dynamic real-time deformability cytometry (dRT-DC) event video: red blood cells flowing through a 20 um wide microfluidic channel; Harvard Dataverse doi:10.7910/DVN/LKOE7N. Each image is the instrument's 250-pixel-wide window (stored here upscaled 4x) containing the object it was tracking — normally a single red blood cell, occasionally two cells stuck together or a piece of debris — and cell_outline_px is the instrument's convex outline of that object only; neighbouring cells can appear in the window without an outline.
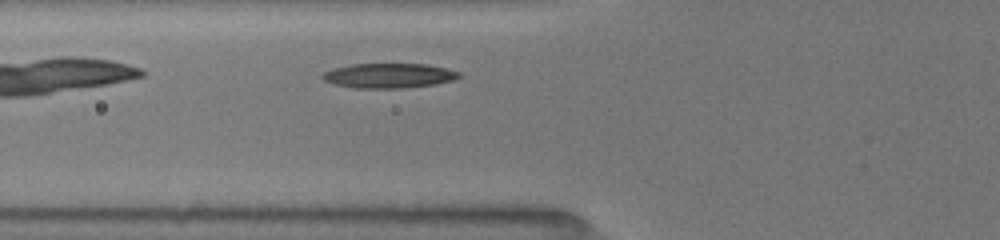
{"species": "common noctule bat (a hibernating species)", "species_latin": "Nyctalus noctula", "temperature_condition": "room temperature", "stored_images_in_passage": 4, "camera_frame_rate_fps": 3000, "um_per_image_px": 0.085, "animal": {"sex": "female", "body_mass_g": 19.5, "forearm_length_mm": 54.1}, "frame": {"image": 1, "passage_image": 4, "time_ms": 1.333, "image_size_px": [1000, 240], "cell_outline_px": [[464, 76], [452, 80], [436, 84], [408, 88], [356, 88], [332, 84], [324, 80], [320, 76], [324, 72], [332, 68], [352, 64], [428, 64], [460, 72]], "centroid_in_image_um": [33.05, 6.43], "position_along_channel_um": 92.7, "area_um2": 19.88}}